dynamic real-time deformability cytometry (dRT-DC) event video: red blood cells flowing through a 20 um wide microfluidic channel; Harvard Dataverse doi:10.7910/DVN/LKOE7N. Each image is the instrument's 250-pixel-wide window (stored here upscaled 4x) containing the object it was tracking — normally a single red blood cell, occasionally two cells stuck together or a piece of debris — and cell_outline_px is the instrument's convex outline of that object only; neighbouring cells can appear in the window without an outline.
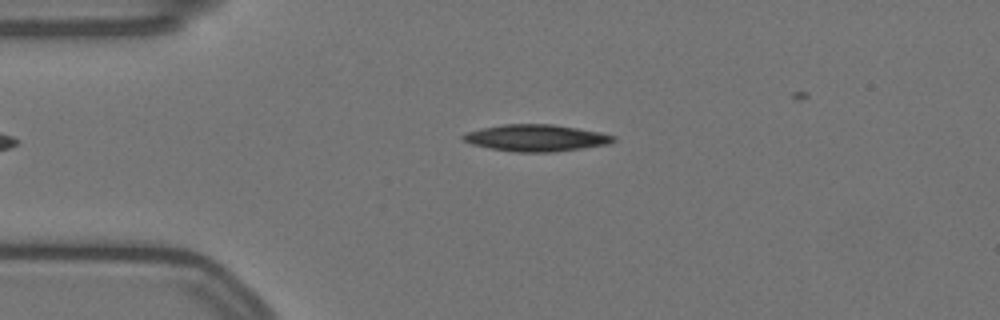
{"species": "Egyptian fruit bat (a non-hibernating species)", "species_latin": "Rousettus aegyptiacus", "temperature_condition": "warm", "stored_images_in_passage": 38, "camera_frame_rate_fps": 3000, "um_per_image_px": 0.085, "animal": {"sex": "female"}, "frame": {"image": 1, "passage_image": 1, "time_ms": 0.0, "image_size_px": [1000, 320], "cell_outline_px": [[616, 140], [608, 144], [552, 152], [516, 152], [492, 148], [472, 144], [464, 140], [460, 136], [468, 132], [480, 128], [504, 124], [552, 124], [600, 132], [616, 136]], "centroid_in_image_um": [45.57, 11.72], "position_along_channel_um": 39.4, "area_um2": 23.18}}
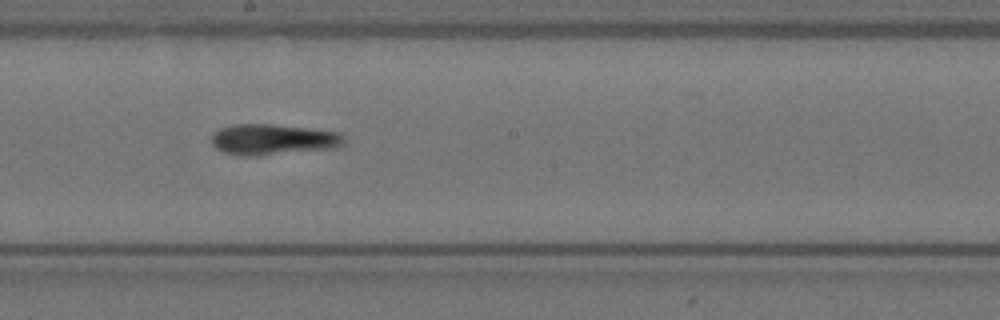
{"frame": {"image": 2, "passage_image": 19, "time_ms": 6.0, "image_size_px": [1000, 320], "cell_outline_px": [[344, 144], [336, 148], [244, 156], [224, 152], [216, 148], [212, 144], [212, 132], [220, 128], [232, 124], [272, 124], [308, 128], [340, 132], [344, 136]], "centroid_in_image_um": [23.2, 11.84], "position_along_channel_um": 225.0, "area_um2": 23.64}}
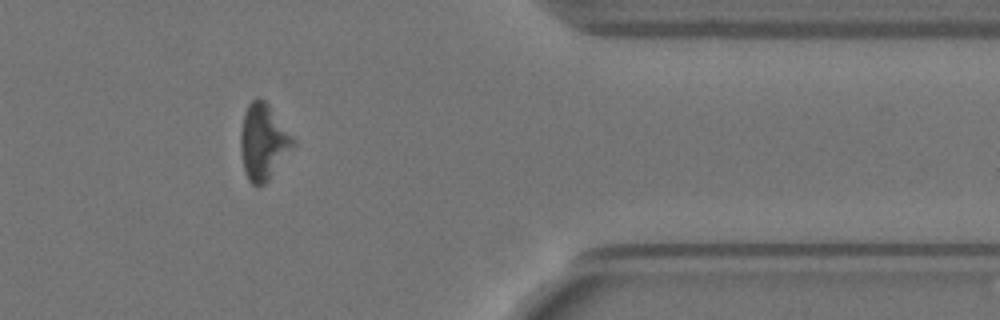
{"frame": {"image": 3, "passage_image": 35, "time_ms": 11.333, "image_size_px": [1000, 320], "cell_outline_px": [[296, 144], [268, 180], [264, 184], [252, 184], [248, 180], [244, 172], [240, 148], [240, 132], [244, 112], [248, 104], [256, 96], [264, 100], [268, 104], [296, 140]], "centroid_in_image_um": [22.37, 12.04], "position_along_channel_um": 389.0, "area_um2": 23.24}, "authors_computed_cell_mechanics": {"area_um2": 23.1778, "velocity_mm_per_s": 3.4979, "shape_relaxation_time_tau1_ms": 3.5919, "shape_relaxation_time_tau2_ms": 6.0704, "deformation_change_tau1": 0.1295, "deformation_change_tau2": 0.1774}}